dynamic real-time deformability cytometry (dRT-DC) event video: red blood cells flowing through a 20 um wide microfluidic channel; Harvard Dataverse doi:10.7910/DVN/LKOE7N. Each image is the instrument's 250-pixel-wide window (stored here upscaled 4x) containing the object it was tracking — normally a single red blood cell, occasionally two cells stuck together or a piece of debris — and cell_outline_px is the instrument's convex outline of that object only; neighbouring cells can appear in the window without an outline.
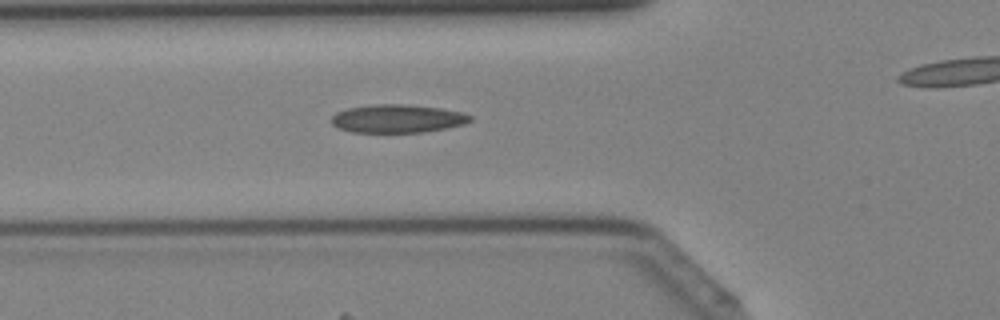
{"species": "Egyptian fruit bat (a non-hibernating species)", "species_latin": "Rousettus aegyptiacus", "temperature_condition": "cold", "stored_images_in_passage": 38, "camera_frame_rate_fps": 3000, "um_per_image_px": 0.085, "animal": {"sex": "female"}, "frame": {"image": 1, "passage_image": 16, "time_ms": 5.0, "image_size_px": [1000, 320], "cell_outline_px": [[472, 120], [464, 124], [448, 128], [420, 132], [352, 132], [336, 128], [332, 124], [332, 116], [336, 112], [348, 108], [372, 104], [408, 104], [440, 108], [460, 112], [472, 116]], "centroid_in_image_um": [33.76, 10.08], "position_along_channel_um": 92.0, "area_um2": 22.89}}
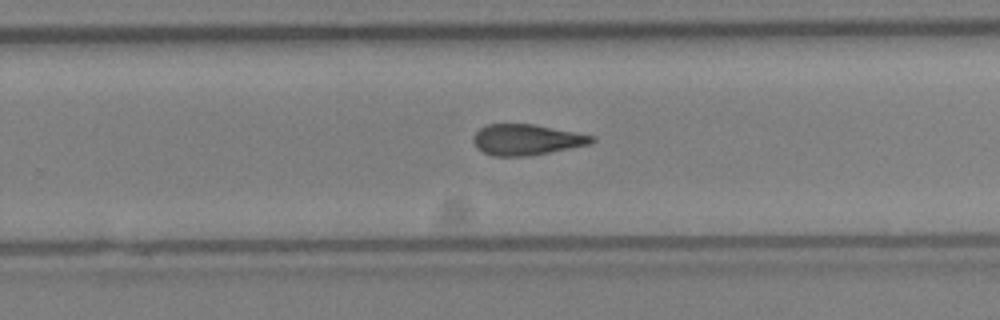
{"frame": {"image": 2, "passage_image": 28, "time_ms": 9.0, "image_size_px": [1000, 320], "cell_outline_px": [[596, 140], [588, 144], [528, 156], [496, 156], [484, 152], [476, 148], [472, 140], [472, 136], [480, 128], [488, 124], [532, 124], [576, 132], [596, 136]], "centroid_in_image_um": [44.72, 11.86], "position_along_channel_um": 285.1, "area_um2": 21.1}}
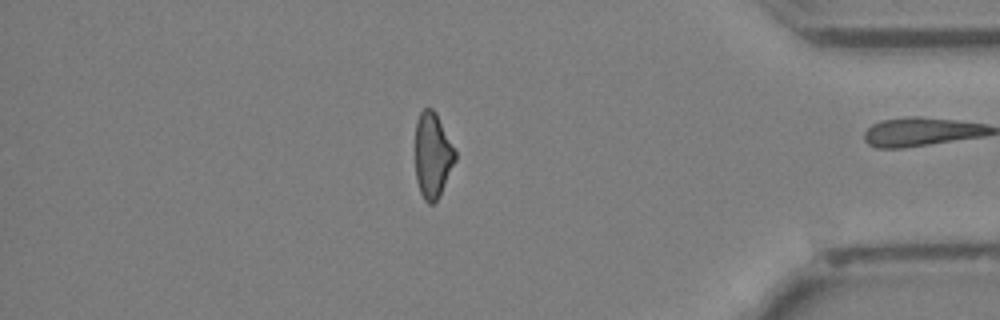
{"frame": {"image": 3, "passage_image": 37, "time_ms": 12.0, "image_size_px": [1000, 320], "cell_outline_px": [[456, 160], [440, 196], [432, 204], [428, 204], [424, 200], [420, 192], [416, 180], [416, 120], [420, 112], [424, 108], [432, 108], [436, 112], [456, 152]], "centroid_in_image_um": [36.77, 13.21], "position_along_channel_um": 398.4, "area_um2": 19.88}}